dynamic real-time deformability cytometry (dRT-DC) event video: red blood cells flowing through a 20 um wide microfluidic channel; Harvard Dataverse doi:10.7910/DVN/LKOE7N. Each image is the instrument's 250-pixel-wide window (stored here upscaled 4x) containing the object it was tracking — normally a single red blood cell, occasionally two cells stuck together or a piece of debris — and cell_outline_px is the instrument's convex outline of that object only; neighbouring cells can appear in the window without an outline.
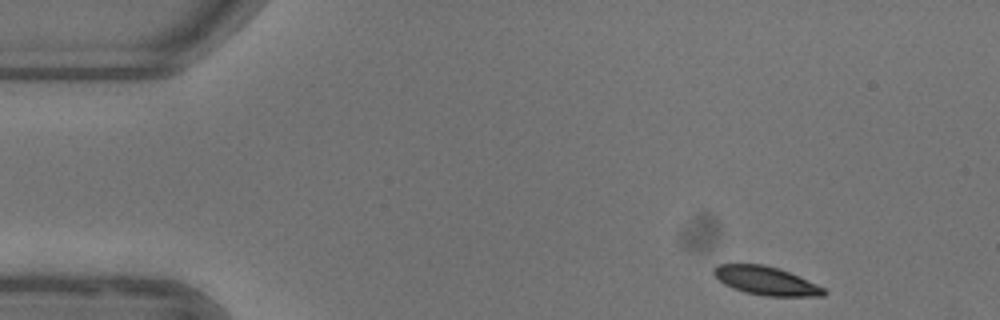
{"species": "common noctule bat (a hibernating species)", "species_latin": "Nyctalus noctula", "temperature_condition": "warm", "stored_images_in_passage": 48, "camera_frame_rate_fps": 3000, "um_per_image_px": 0.085, "animal": {"sex": "female"}, "frame": {"image": 1, "passage_image": 1, "time_ms": 0.0, "image_size_px": [1000, 320], "cell_outline_px": [[828, 292], [824, 296], [764, 296], [744, 292], [732, 288], [724, 284], [712, 272], [712, 268], [716, 264], [764, 264], [788, 272], [816, 284], [824, 288]], "centroid_in_image_um": [65.08, 23.87], "position_along_channel_um": 19.9, "area_um2": 18.21}}
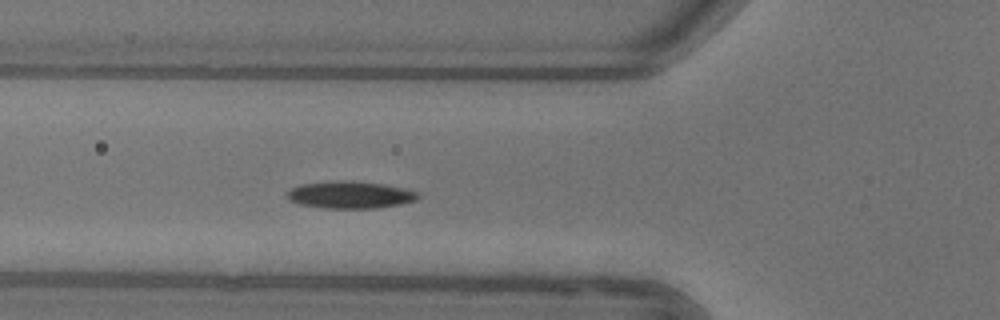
{"frame": {"image": 2, "passage_image": 14, "time_ms": 4.333, "image_size_px": [1000, 320], "cell_outline_px": [[420, 196], [416, 200], [400, 204], [376, 208], [324, 208], [300, 204], [288, 200], [284, 196], [292, 188], [300, 184], [332, 180], [348, 180], [384, 184], [416, 192]], "centroid_in_image_um": [29.69, 16.55], "position_along_channel_um": 96.1, "area_um2": 20.75}}
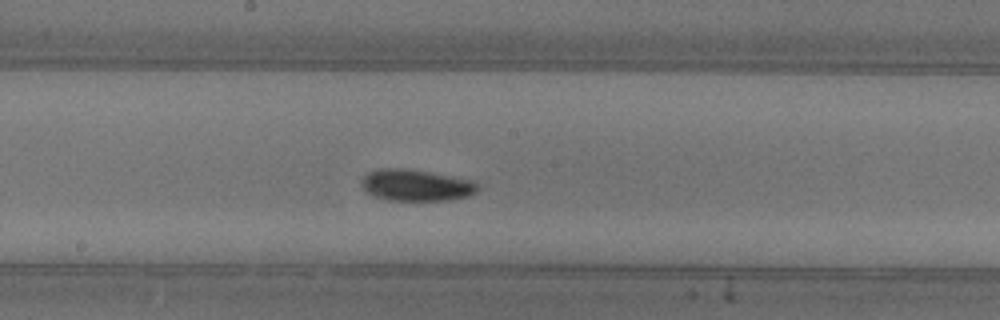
{"frame": {"image": 3, "passage_image": 23, "time_ms": 7.333, "image_size_px": [1000, 320], "cell_outline_px": [[480, 188], [476, 192], [468, 196], [448, 200], [388, 200], [372, 196], [364, 192], [360, 184], [360, 180], [368, 172], [380, 168], [400, 168], [428, 172], [472, 180]], "centroid_in_image_um": [35.3, 15.75], "position_along_channel_um": 212.9, "area_um2": 21.39}, "authors_computed_cell_mechanics": {"area_um2": 19.7098, "velocity_mm_per_s": 3.887, "shape_relaxation_time_tau1_ms": 2.7253, "shape_relaxation_time_tau2_ms": null, "deformation_change_tau1": 0.1151, "deformation_change_tau2": null}}